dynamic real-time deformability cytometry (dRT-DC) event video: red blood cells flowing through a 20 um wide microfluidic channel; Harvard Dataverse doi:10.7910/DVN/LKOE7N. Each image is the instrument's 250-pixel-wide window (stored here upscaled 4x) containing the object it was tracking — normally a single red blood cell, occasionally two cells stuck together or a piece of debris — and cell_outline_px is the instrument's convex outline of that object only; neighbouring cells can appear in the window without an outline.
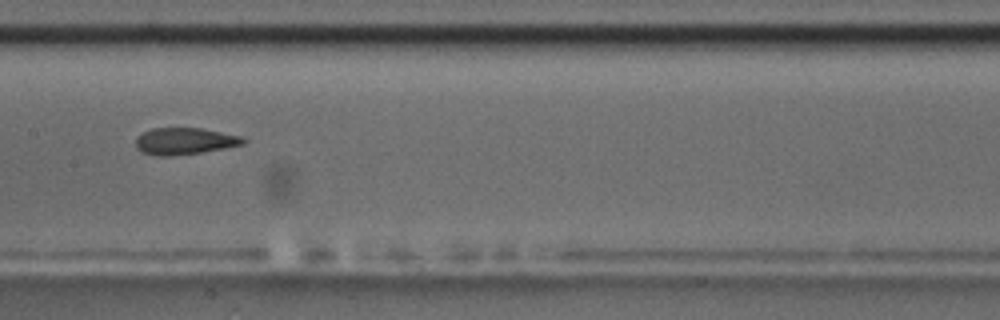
{"species": "common noctule bat (a hibernating species)", "species_latin": "Nyctalus noctula", "temperature_condition": "room temperature", "stored_images_in_passage": 11, "camera_frame_rate_fps": 3000, "um_per_image_px": 0.085, "animal": {"sex": "male", "body_mass_g": 17.5, "forearm_length_mm": 52.3}, "frame": {"image": 1, "passage_image": 8, "time_ms": 8.667, "image_size_px": [1000, 320], "cell_outline_px": [[248, 140], [244, 144], [224, 148], [200, 152], [172, 156], [156, 156], [140, 152], [136, 148], [136, 136], [152, 128], [200, 128], [240, 136]], "centroid_in_image_um": [15.65, 12.0], "position_along_channel_um": 191.7, "area_um2": 16.76}}